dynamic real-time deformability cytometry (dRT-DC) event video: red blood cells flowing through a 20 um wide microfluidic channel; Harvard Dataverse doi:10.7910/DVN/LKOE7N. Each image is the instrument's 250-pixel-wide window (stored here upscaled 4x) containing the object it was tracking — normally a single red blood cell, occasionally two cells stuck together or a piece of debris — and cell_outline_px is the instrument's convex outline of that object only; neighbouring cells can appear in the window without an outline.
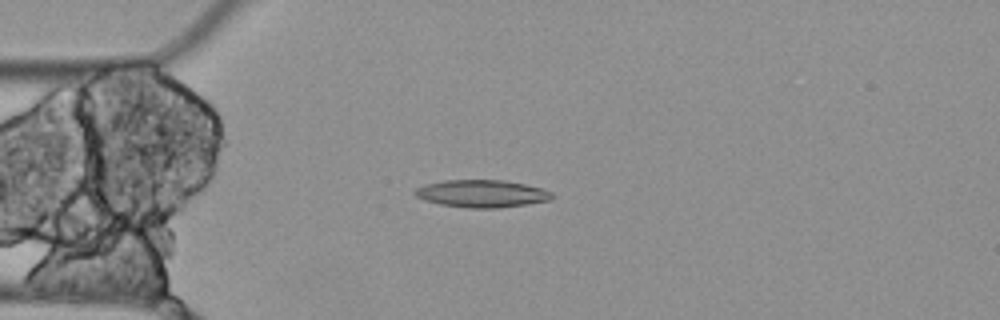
{"species": "Egyptian fruit bat (a non-hibernating species)", "species_latin": "Rousettus aegyptiacus", "temperature_condition": "cold", "stored_images_in_passage": 4, "camera_frame_rate_fps": 3000, "um_per_image_px": 0.085, "animal": {"sex": "female"}, "frame": {"image": 1, "passage_image": 4, "time_ms": 1.0, "image_size_px": [1000, 320], "cell_outline_px": [[552, 200], [528, 204], [496, 208], [468, 208], [440, 204], [416, 196], [412, 192], [416, 188], [424, 184], [444, 180], [504, 180], [544, 188], [552, 192]], "centroid_in_image_um": [40.98, 16.45], "position_along_channel_um": 44.0, "area_um2": 21.96}}